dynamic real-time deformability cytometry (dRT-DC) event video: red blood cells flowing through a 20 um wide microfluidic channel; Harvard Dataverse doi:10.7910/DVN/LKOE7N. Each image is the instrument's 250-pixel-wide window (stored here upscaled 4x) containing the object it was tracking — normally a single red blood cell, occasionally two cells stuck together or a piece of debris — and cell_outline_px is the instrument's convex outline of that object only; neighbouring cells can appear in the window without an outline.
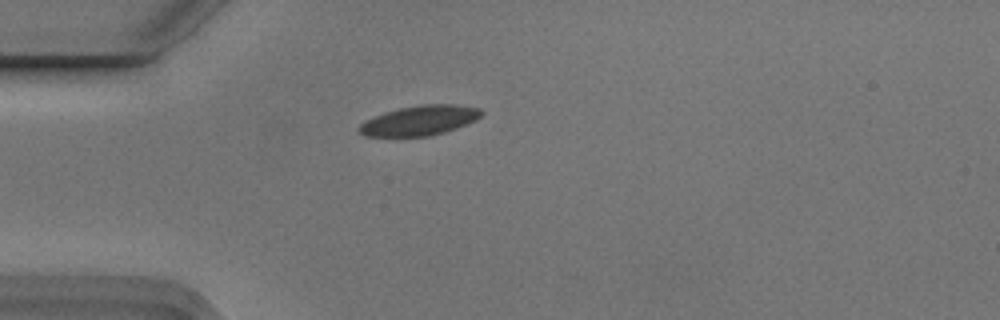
{"species": "Egyptian fruit bat (a non-hibernating species)", "species_latin": "Rousettus aegyptiacus", "temperature_condition": "cold", "stored_images_in_passage": 1, "camera_frame_rate_fps": 3000, "um_per_image_px": 0.085, "animal": {"sex": "male"}, "frame": {"image": 1, "passage_image": 1, "time_ms": 0.0, "image_size_px": [1000, 320], "cell_outline_px": [[484, 112], [476, 120], [444, 132], [428, 136], [364, 136], [356, 128], [360, 124], [384, 112], [400, 108], [420, 104], [456, 104], [480, 108]], "centroid_in_image_um": [35.68, 10.23], "position_along_channel_um": 49.3, "area_um2": 21.1}}